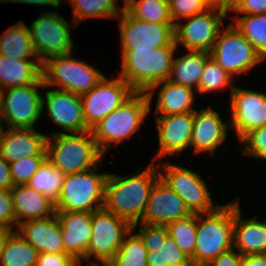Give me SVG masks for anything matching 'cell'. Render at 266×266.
Masks as SVG:
<instances>
[{
	"mask_svg": "<svg viewBox=\"0 0 266 266\" xmlns=\"http://www.w3.org/2000/svg\"><path fill=\"white\" fill-rule=\"evenodd\" d=\"M152 161L143 171L132 176L109 173L105 184L103 208L127 220L138 223L146 210L151 189L160 178L159 168Z\"/></svg>",
	"mask_w": 266,
	"mask_h": 266,
	"instance_id": "1",
	"label": "cell"
},
{
	"mask_svg": "<svg viewBox=\"0 0 266 266\" xmlns=\"http://www.w3.org/2000/svg\"><path fill=\"white\" fill-rule=\"evenodd\" d=\"M177 49V46L121 49L119 76L135 92H147L153 85L169 79Z\"/></svg>",
	"mask_w": 266,
	"mask_h": 266,
	"instance_id": "2",
	"label": "cell"
},
{
	"mask_svg": "<svg viewBox=\"0 0 266 266\" xmlns=\"http://www.w3.org/2000/svg\"><path fill=\"white\" fill-rule=\"evenodd\" d=\"M51 136L46 139L47 159L65 175L99 167L104 159L91 130Z\"/></svg>",
	"mask_w": 266,
	"mask_h": 266,
	"instance_id": "3",
	"label": "cell"
},
{
	"mask_svg": "<svg viewBox=\"0 0 266 266\" xmlns=\"http://www.w3.org/2000/svg\"><path fill=\"white\" fill-rule=\"evenodd\" d=\"M234 199L210 213L197 214V236L193 266H206L233 248Z\"/></svg>",
	"mask_w": 266,
	"mask_h": 266,
	"instance_id": "4",
	"label": "cell"
},
{
	"mask_svg": "<svg viewBox=\"0 0 266 266\" xmlns=\"http://www.w3.org/2000/svg\"><path fill=\"white\" fill-rule=\"evenodd\" d=\"M150 113L146 92H135L119 108L101 120L91 131L101 153L105 156L112 145L130 139Z\"/></svg>",
	"mask_w": 266,
	"mask_h": 266,
	"instance_id": "5",
	"label": "cell"
},
{
	"mask_svg": "<svg viewBox=\"0 0 266 266\" xmlns=\"http://www.w3.org/2000/svg\"><path fill=\"white\" fill-rule=\"evenodd\" d=\"M104 74L89 63L77 60L71 54L53 56L42 63L44 86L82 96L88 93L103 78Z\"/></svg>",
	"mask_w": 266,
	"mask_h": 266,
	"instance_id": "6",
	"label": "cell"
},
{
	"mask_svg": "<svg viewBox=\"0 0 266 266\" xmlns=\"http://www.w3.org/2000/svg\"><path fill=\"white\" fill-rule=\"evenodd\" d=\"M107 176L98 173L97 167L65 175L55 212L92 213L103 208Z\"/></svg>",
	"mask_w": 266,
	"mask_h": 266,
	"instance_id": "7",
	"label": "cell"
},
{
	"mask_svg": "<svg viewBox=\"0 0 266 266\" xmlns=\"http://www.w3.org/2000/svg\"><path fill=\"white\" fill-rule=\"evenodd\" d=\"M39 88H45L42 76L34 84L0 91V116L5 128L34 129L43 116Z\"/></svg>",
	"mask_w": 266,
	"mask_h": 266,
	"instance_id": "8",
	"label": "cell"
},
{
	"mask_svg": "<svg viewBox=\"0 0 266 266\" xmlns=\"http://www.w3.org/2000/svg\"><path fill=\"white\" fill-rule=\"evenodd\" d=\"M42 12L27 25L39 61L43 63L50 57L73 53L74 44L70 33L72 23L54 10Z\"/></svg>",
	"mask_w": 266,
	"mask_h": 266,
	"instance_id": "9",
	"label": "cell"
},
{
	"mask_svg": "<svg viewBox=\"0 0 266 266\" xmlns=\"http://www.w3.org/2000/svg\"><path fill=\"white\" fill-rule=\"evenodd\" d=\"M219 31L215 44L210 51L211 58L232 77L248 73L263 62L253 45L231 22Z\"/></svg>",
	"mask_w": 266,
	"mask_h": 266,
	"instance_id": "10",
	"label": "cell"
},
{
	"mask_svg": "<svg viewBox=\"0 0 266 266\" xmlns=\"http://www.w3.org/2000/svg\"><path fill=\"white\" fill-rule=\"evenodd\" d=\"M92 235L87 249L89 264H109L132 225L104 208L92 212ZM94 257L96 261H92Z\"/></svg>",
	"mask_w": 266,
	"mask_h": 266,
	"instance_id": "11",
	"label": "cell"
},
{
	"mask_svg": "<svg viewBox=\"0 0 266 266\" xmlns=\"http://www.w3.org/2000/svg\"><path fill=\"white\" fill-rule=\"evenodd\" d=\"M162 165L157 164L161 168L160 178L184 200L192 214L210 213L220 206L215 204L214 207L210 191L199 173L169 161Z\"/></svg>",
	"mask_w": 266,
	"mask_h": 266,
	"instance_id": "12",
	"label": "cell"
},
{
	"mask_svg": "<svg viewBox=\"0 0 266 266\" xmlns=\"http://www.w3.org/2000/svg\"><path fill=\"white\" fill-rule=\"evenodd\" d=\"M228 11L212 6L210 9L183 19L186 23L174 26L175 44L183 45L187 50L210 53L218 33L224 27V19Z\"/></svg>",
	"mask_w": 266,
	"mask_h": 266,
	"instance_id": "13",
	"label": "cell"
},
{
	"mask_svg": "<svg viewBox=\"0 0 266 266\" xmlns=\"http://www.w3.org/2000/svg\"><path fill=\"white\" fill-rule=\"evenodd\" d=\"M135 90L118 75L104 78L81 97L86 126L91 130L112 111L126 102Z\"/></svg>",
	"mask_w": 266,
	"mask_h": 266,
	"instance_id": "14",
	"label": "cell"
},
{
	"mask_svg": "<svg viewBox=\"0 0 266 266\" xmlns=\"http://www.w3.org/2000/svg\"><path fill=\"white\" fill-rule=\"evenodd\" d=\"M119 20L120 49L176 46L174 24H156L132 17L124 8Z\"/></svg>",
	"mask_w": 266,
	"mask_h": 266,
	"instance_id": "15",
	"label": "cell"
},
{
	"mask_svg": "<svg viewBox=\"0 0 266 266\" xmlns=\"http://www.w3.org/2000/svg\"><path fill=\"white\" fill-rule=\"evenodd\" d=\"M230 128L239 141L250 131L266 125V94L235 86L230 95Z\"/></svg>",
	"mask_w": 266,
	"mask_h": 266,
	"instance_id": "16",
	"label": "cell"
},
{
	"mask_svg": "<svg viewBox=\"0 0 266 266\" xmlns=\"http://www.w3.org/2000/svg\"><path fill=\"white\" fill-rule=\"evenodd\" d=\"M44 108L48 111L49 119L62 129L63 132H56L57 134L81 133L90 130L85 123L82 100L79 95L59 89H48L45 97L42 98V112Z\"/></svg>",
	"mask_w": 266,
	"mask_h": 266,
	"instance_id": "17",
	"label": "cell"
},
{
	"mask_svg": "<svg viewBox=\"0 0 266 266\" xmlns=\"http://www.w3.org/2000/svg\"><path fill=\"white\" fill-rule=\"evenodd\" d=\"M159 150L154 160L180 155L190 147L194 112L156 116Z\"/></svg>",
	"mask_w": 266,
	"mask_h": 266,
	"instance_id": "18",
	"label": "cell"
},
{
	"mask_svg": "<svg viewBox=\"0 0 266 266\" xmlns=\"http://www.w3.org/2000/svg\"><path fill=\"white\" fill-rule=\"evenodd\" d=\"M191 214L184 200L159 178L151 189L146 210L138 223L166 226Z\"/></svg>",
	"mask_w": 266,
	"mask_h": 266,
	"instance_id": "19",
	"label": "cell"
},
{
	"mask_svg": "<svg viewBox=\"0 0 266 266\" xmlns=\"http://www.w3.org/2000/svg\"><path fill=\"white\" fill-rule=\"evenodd\" d=\"M220 113L215 111L211 106L194 111L193 130L190 146L194 154L200 152H209L212 156L216 149L224 144L227 139L230 123L227 120L223 122Z\"/></svg>",
	"mask_w": 266,
	"mask_h": 266,
	"instance_id": "20",
	"label": "cell"
},
{
	"mask_svg": "<svg viewBox=\"0 0 266 266\" xmlns=\"http://www.w3.org/2000/svg\"><path fill=\"white\" fill-rule=\"evenodd\" d=\"M61 226L64 253L73 259L87 261V249L92 235L90 212H55Z\"/></svg>",
	"mask_w": 266,
	"mask_h": 266,
	"instance_id": "21",
	"label": "cell"
},
{
	"mask_svg": "<svg viewBox=\"0 0 266 266\" xmlns=\"http://www.w3.org/2000/svg\"><path fill=\"white\" fill-rule=\"evenodd\" d=\"M47 135L34 129L7 128L0 140V155L9 164L21 158L47 156Z\"/></svg>",
	"mask_w": 266,
	"mask_h": 266,
	"instance_id": "22",
	"label": "cell"
},
{
	"mask_svg": "<svg viewBox=\"0 0 266 266\" xmlns=\"http://www.w3.org/2000/svg\"><path fill=\"white\" fill-rule=\"evenodd\" d=\"M16 230L39 253H64L61 226L56 213L46 218L24 221Z\"/></svg>",
	"mask_w": 266,
	"mask_h": 266,
	"instance_id": "23",
	"label": "cell"
},
{
	"mask_svg": "<svg viewBox=\"0 0 266 266\" xmlns=\"http://www.w3.org/2000/svg\"><path fill=\"white\" fill-rule=\"evenodd\" d=\"M239 198L234 200L233 249L241 255L266 253V223L257 215L242 219Z\"/></svg>",
	"mask_w": 266,
	"mask_h": 266,
	"instance_id": "24",
	"label": "cell"
},
{
	"mask_svg": "<svg viewBox=\"0 0 266 266\" xmlns=\"http://www.w3.org/2000/svg\"><path fill=\"white\" fill-rule=\"evenodd\" d=\"M157 88L160 90L158 91L155 115L165 116L186 112H194L196 110L193 108L194 101L196 99V96H194V92L196 90L187 86L174 84L169 80H166L153 85L146 92L150 102V111L152 97Z\"/></svg>",
	"mask_w": 266,
	"mask_h": 266,
	"instance_id": "25",
	"label": "cell"
},
{
	"mask_svg": "<svg viewBox=\"0 0 266 266\" xmlns=\"http://www.w3.org/2000/svg\"><path fill=\"white\" fill-rule=\"evenodd\" d=\"M16 226L31 219H42L55 213V206L42 193L25 185H14L10 189Z\"/></svg>",
	"mask_w": 266,
	"mask_h": 266,
	"instance_id": "26",
	"label": "cell"
},
{
	"mask_svg": "<svg viewBox=\"0 0 266 266\" xmlns=\"http://www.w3.org/2000/svg\"><path fill=\"white\" fill-rule=\"evenodd\" d=\"M41 76L39 59H8L0 54V91L5 87L34 84Z\"/></svg>",
	"mask_w": 266,
	"mask_h": 266,
	"instance_id": "27",
	"label": "cell"
},
{
	"mask_svg": "<svg viewBox=\"0 0 266 266\" xmlns=\"http://www.w3.org/2000/svg\"><path fill=\"white\" fill-rule=\"evenodd\" d=\"M210 57L208 52L189 50L184 56L173 58L168 80L197 90L205 62Z\"/></svg>",
	"mask_w": 266,
	"mask_h": 266,
	"instance_id": "28",
	"label": "cell"
},
{
	"mask_svg": "<svg viewBox=\"0 0 266 266\" xmlns=\"http://www.w3.org/2000/svg\"><path fill=\"white\" fill-rule=\"evenodd\" d=\"M0 54L8 59H38L28 26L20 20L0 36Z\"/></svg>",
	"mask_w": 266,
	"mask_h": 266,
	"instance_id": "29",
	"label": "cell"
},
{
	"mask_svg": "<svg viewBox=\"0 0 266 266\" xmlns=\"http://www.w3.org/2000/svg\"><path fill=\"white\" fill-rule=\"evenodd\" d=\"M38 250L13 230L5 241L0 266H36Z\"/></svg>",
	"mask_w": 266,
	"mask_h": 266,
	"instance_id": "30",
	"label": "cell"
},
{
	"mask_svg": "<svg viewBox=\"0 0 266 266\" xmlns=\"http://www.w3.org/2000/svg\"><path fill=\"white\" fill-rule=\"evenodd\" d=\"M72 6L73 23L77 26L86 19H117L123 9L118 0H66Z\"/></svg>",
	"mask_w": 266,
	"mask_h": 266,
	"instance_id": "31",
	"label": "cell"
},
{
	"mask_svg": "<svg viewBox=\"0 0 266 266\" xmlns=\"http://www.w3.org/2000/svg\"><path fill=\"white\" fill-rule=\"evenodd\" d=\"M232 23L250 42L263 61L266 60V13L263 14H234Z\"/></svg>",
	"mask_w": 266,
	"mask_h": 266,
	"instance_id": "32",
	"label": "cell"
},
{
	"mask_svg": "<svg viewBox=\"0 0 266 266\" xmlns=\"http://www.w3.org/2000/svg\"><path fill=\"white\" fill-rule=\"evenodd\" d=\"M64 178L65 174L46 159L26 185L42 193L55 204L60 196Z\"/></svg>",
	"mask_w": 266,
	"mask_h": 266,
	"instance_id": "33",
	"label": "cell"
},
{
	"mask_svg": "<svg viewBox=\"0 0 266 266\" xmlns=\"http://www.w3.org/2000/svg\"><path fill=\"white\" fill-rule=\"evenodd\" d=\"M123 8L134 18L156 24H173L168 0H123Z\"/></svg>",
	"mask_w": 266,
	"mask_h": 266,
	"instance_id": "34",
	"label": "cell"
},
{
	"mask_svg": "<svg viewBox=\"0 0 266 266\" xmlns=\"http://www.w3.org/2000/svg\"><path fill=\"white\" fill-rule=\"evenodd\" d=\"M131 229L124 237L123 242L116 253L110 266H148V251L141 237Z\"/></svg>",
	"mask_w": 266,
	"mask_h": 266,
	"instance_id": "35",
	"label": "cell"
},
{
	"mask_svg": "<svg viewBox=\"0 0 266 266\" xmlns=\"http://www.w3.org/2000/svg\"><path fill=\"white\" fill-rule=\"evenodd\" d=\"M169 236L180 249L191 259L194 255L197 236V214L168 223Z\"/></svg>",
	"mask_w": 266,
	"mask_h": 266,
	"instance_id": "36",
	"label": "cell"
},
{
	"mask_svg": "<svg viewBox=\"0 0 266 266\" xmlns=\"http://www.w3.org/2000/svg\"><path fill=\"white\" fill-rule=\"evenodd\" d=\"M235 78L228 72L224 71L211 57L205 62L203 72L199 81L196 92L199 94L218 92L222 89L230 88L234 90L233 85Z\"/></svg>",
	"mask_w": 266,
	"mask_h": 266,
	"instance_id": "37",
	"label": "cell"
},
{
	"mask_svg": "<svg viewBox=\"0 0 266 266\" xmlns=\"http://www.w3.org/2000/svg\"><path fill=\"white\" fill-rule=\"evenodd\" d=\"M148 266H179L192 265L190 258L180 249L168 235L159 251L148 252Z\"/></svg>",
	"mask_w": 266,
	"mask_h": 266,
	"instance_id": "38",
	"label": "cell"
},
{
	"mask_svg": "<svg viewBox=\"0 0 266 266\" xmlns=\"http://www.w3.org/2000/svg\"><path fill=\"white\" fill-rule=\"evenodd\" d=\"M46 159L47 156H31L10 163L13 185H25Z\"/></svg>",
	"mask_w": 266,
	"mask_h": 266,
	"instance_id": "39",
	"label": "cell"
},
{
	"mask_svg": "<svg viewBox=\"0 0 266 266\" xmlns=\"http://www.w3.org/2000/svg\"><path fill=\"white\" fill-rule=\"evenodd\" d=\"M173 24L212 7L210 0H168Z\"/></svg>",
	"mask_w": 266,
	"mask_h": 266,
	"instance_id": "40",
	"label": "cell"
},
{
	"mask_svg": "<svg viewBox=\"0 0 266 266\" xmlns=\"http://www.w3.org/2000/svg\"><path fill=\"white\" fill-rule=\"evenodd\" d=\"M240 143H244L242 155H249L258 159L266 160V125L247 133Z\"/></svg>",
	"mask_w": 266,
	"mask_h": 266,
	"instance_id": "41",
	"label": "cell"
},
{
	"mask_svg": "<svg viewBox=\"0 0 266 266\" xmlns=\"http://www.w3.org/2000/svg\"><path fill=\"white\" fill-rule=\"evenodd\" d=\"M137 226H142L139 228V233L137 234L141 237L147 251H159V247L164 243L166 237L169 235L167 226L135 223L132 225V229L135 230Z\"/></svg>",
	"mask_w": 266,
	"mask_h": 266,
	"instance_id": "42",
	"label": "cell"
},
{
	"mask_svg": "<svg viewBox=\"0 0 266 266\" xmlns=\"http://www.w3.org/2000/svg\"><path fill=\"white\" fill-rule=\"evenodd\" d=\"M15 225L16 220L10 190H0V226L13 229Z\"/></svg>",
	"mask_w": 266,
	"mask_h": 266,
	"instance_id": "43",
	"label": "cell"
},
{
	"mask_svg": "<svg viewBox=\"0 0 266 266\" xmlns=\"http://www.w3.org/2000/svg\"><path fill=\"white\" fill-rule=\"evenodd\" d=\"M235 14H263L266 13V0H239L229 12Z\"/></svg>",
	"mask_w": 266,
	"mask_h": 266,
	"instance_id": "44",
	"label": "cell"
},
{
	"mask_svg": "<svg viewBox=\"0 0 266 266\" xmlns=\"http://www.w3.org/2000/svg\"><path fill=\"white\" fill-rule=\"evenodd\" d=\"M72 260L65 253H39L36 266H67Z\"/></svg>",
	"mask_w": 266,
	"mask_h": 266,
	"instance_id": "45",
	"label": "cell"
},
{
	"mask_svg": "<svg viewBox=\"0 0 266 266\" xmlns=\"http://www.w3.org/2000/svg\"><path fill=\"white\" fill-rule=\"evenodd\" d=\"M206 266H243L242 255L232 248L217 256Z\"/></svg>",
	"mask_w": 266,
	"mask_h": 266,
	"instance_id": "46",
	"label": "cell"
},
{
	"mask_svg": "<svg viewBox=\"0 0 266 266\" xmlns=\"http://www.w3.org/2000/svg\"><path fill=\"white\" fill-rule=\"evenodd\" d=\"M13 186L9 163L0 155V190L9 191Z\"/></svg>",
	"mask_w": 266,
	"mask_h": 266,
	"instance_id": "47",
	"label": "cell"
},
{
	"mask_svg": "<svg viewBox=\"0 0 266 266\" xmlns=\"http://www.w3.org/2000/svg\"><path fill=\"white\" fill-rule=\"evenodd\" d=\"M243 266H266V253L242 255Z\"/></svg>",
	"mask_w": 266,
	"mask_h": 266,
	"instance_id": "48",
	"label": "cell"
},
{
	"mask_svg": "<svg viewBox=\"0 0 266 266\" xmlns=\"http://www.w3.org/2000/svg\"><path fill=\"white\" fill-rule=\"evenodd\" d=\"M61 0H13L14 3H21V4H32L38 6H51L54 8H59Z\"/></svg>",
	"mask_w": 266,
	"mask_h": 266,
	"instance_id": "49",
	"label": "cell"
},
{
	"mask_svg": "<svg viewBox=\"0 0 266 266\" xmlns=\"http://www.w3.org/2000/svg\"><path fill=\"white\" fill-rule=\"evenodd\" d=\"M238 1L239 0H214V6L223 8L229 12Z\"/></svg>",
	"mask_w": 266,
	"mask_h": 266,
	"instance_id": "50",
	"label": "cell"
},
{
	"mask_svg": "<svg viewBox=\"0 0 266 266\" xmlns=\"http://www.w3.org/2000/svg\"><path fill=\"white\" fill-rule=\"evenodd\" d=\"M12 231L13 229L0 226V256H1V252L3 251L5 241Z\"/></svg>",
	"mask_w": 266,
	"mask_h": 266,
	"instance_id": "51",
	"label": "cell"
},
{
	"mask_svg": "<svg viewBox=\"0 0 266 266\" xmlns=\"http://www.w3.org/2000/svg\"><path fill=\"white\" fill-rule=\"evenodd\" d=\"M82 264L81 261L73 259L67 266H81Z\"/></svg>",
	"mask_w": 266,
	"mask_h": 266,
	"instance_id": "52",
	"label": "cell"
},
{
	"mask_svg": "<svg viewBox=\"0 0 266 266\" xmlns=\"http://www.w3.org/2000/svg\"><path fill=\"white\" fill-rule=\"evenodd\" d=\"M3 121H2V118L0 116V140H1V137H2V133L4 131V124H2Z\"/></svg>",
	"mask_w": 266,
	"mask_h": 266,
	"instance_id": "53",
	"label": "cell"
},
{
	"mask_svg": "<svg viewBox=\"0 0 266 266\" xmlns=\"http://www.w3.org/2000/svg\"><path fill=\"white\" fill-rule=\"evenodd\" d=\"M86 266H110L109 264H88Z\"/></svg>",
	"mask_w": 266,
	"mask_h": 266,
	"instance_id": "54",
	"label": "cell"
},
{
	"mask_svg": "<svg viewBox=\"0 0 266 266\" xmlns=\"http://www.w3.org/2000/svg\"><path fill=\"white\" fill-rule=\"evenodd\" d=\"M0 3L1 4H4V3H13V0H0Z\"/></svg>",
	"mask_w": 266,
	"mask_h": 266,
	"instance_id": "55",
	"label": "cell"
},
{
	"mask_svg": "<svg viewBox=\"0 0 266 266\" xmlns=\"http://www.w3.org/2000/svg\"><path fill=\"white\" fill-rule=\"evenodd\" d=\"M210 1H211L212 6H214V0H210Z\"/></svg>",
	"mask_w": 266,
	"mask_h": 266,
	"instance_id": "56",
	"label": "cell"
}]
</instances>
